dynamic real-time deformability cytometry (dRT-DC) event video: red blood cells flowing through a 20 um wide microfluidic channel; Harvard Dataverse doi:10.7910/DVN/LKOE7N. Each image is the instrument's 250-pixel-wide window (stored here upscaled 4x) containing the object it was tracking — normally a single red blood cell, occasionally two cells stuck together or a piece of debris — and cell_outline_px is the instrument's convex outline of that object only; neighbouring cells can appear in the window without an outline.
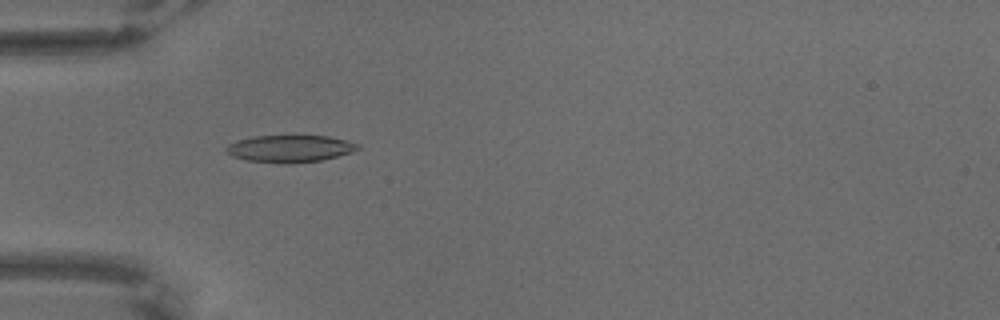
{"species": "common noctule bat (a hibernating species)", "species_latin": "Nyctalus noctula", "temperature_condition": "warm", "stored_images_in_passage": 68, "camera_frame_rate_fps": 3000, "um_per_image_px": 0.085, "animal": {"sex": "male", "body_mass_g": 18.8}, "frame": {"image": 1, "passage_image": 22, "time_ms": 7.0, "image_size_px": [1000, 320], "cell_outline_px": [[360, 148], [352, 152], [320, 160], [288, 164], [280, 164], [248, 160], [232, 156], [224, 152], [224, 148], [228, 144], [236, 140], [252, 136], [328, 136], [360, 144]], "centroid_in_image_um": [24.58, 12.64], "position_along_channel_um": 60.4, "area_um2": 20.87}}
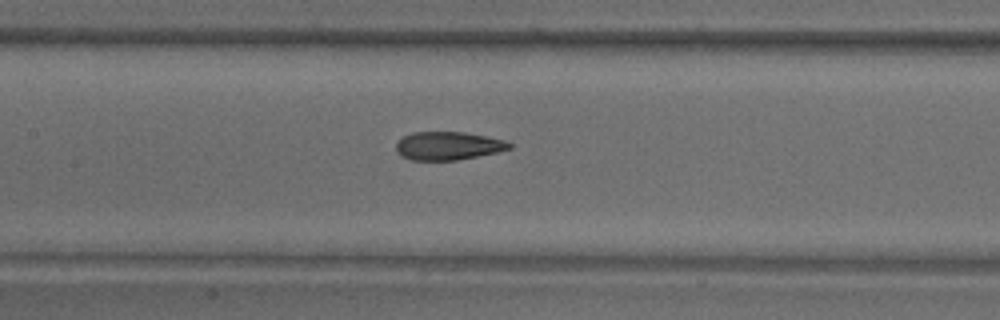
{"frame": {"image": 2, "passage_image": 33, "time_ms": 10.667, "image_size_px": [1000, 320], "cell_outline_px": [[512, 148], [496, 152], [456, 160], [412, 160], [400, 156], [396, 152], [396, 140], [412, 132], [464, 132], [488, 136], [504, 140], [512, 144]], "centroid_in_image_um": [38.05, 12.39], "position_along_channel_um": 169.3, "area_um2": 18.73}}
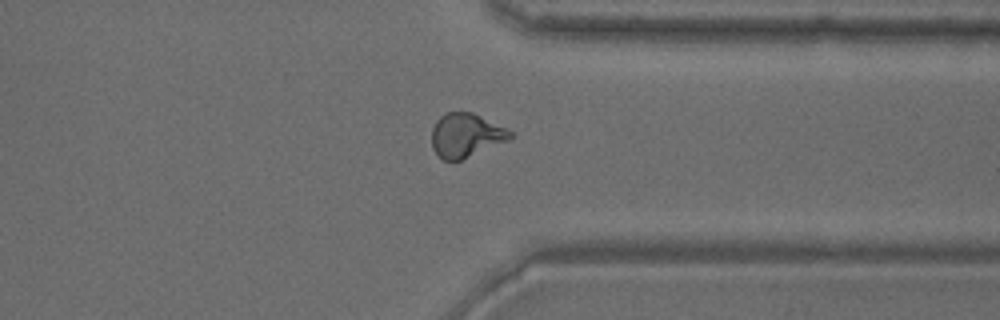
{"frame": {"image": 3, "passage_image": 53, "time_ms": 17.333, "image_size_px": [1000, 320], "cell_outline_px": [[512, 136], [508, 140], [452, 164], [444, 160], [432, 148], [432, 128], [436, 120], [440, 116], [448, 112], [472, 112], [508, 128], [512, 132]], "centroid_in_image_um": [39.59, 11.51], "position_along_channel_um": 371.8, "area_um2": 20.23}}